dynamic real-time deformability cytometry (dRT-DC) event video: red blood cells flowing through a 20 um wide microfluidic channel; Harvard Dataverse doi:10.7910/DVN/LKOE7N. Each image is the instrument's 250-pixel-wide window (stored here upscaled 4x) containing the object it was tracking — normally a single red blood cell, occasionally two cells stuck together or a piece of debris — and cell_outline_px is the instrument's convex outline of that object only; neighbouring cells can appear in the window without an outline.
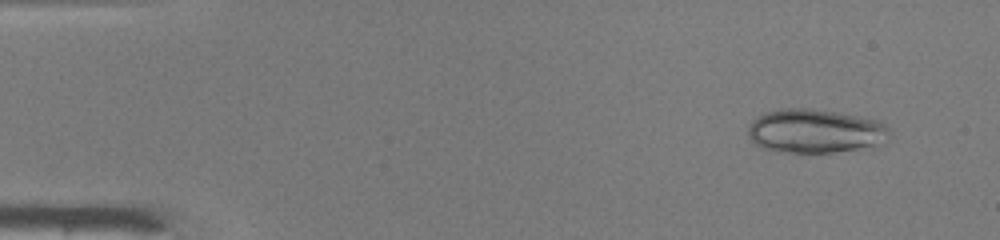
{"species": "common noctule bat (a hibernating species)", "species_latin": "Nyctalus noctula", "temperature_condition": "warm", "stored_images_in_passage": 48, "segment_of_instrument_passage": [1, 2], "camera_frame_rate_fps": 3000, "um_per_image_px": 0.085, "animal": {"sex": "male", "body_mass_g": 19.0, "forearm_length_mm": 50.8}, "frame": {"image": 1, "passage_image": 4, "time_ms": 1.0, "image_size_px": [1000, 240], "cell_outline_px": [[888, 136], [876, 148], [800, 156], [776, 152], [764, 148], [756, 144], [748, 136], [748, 128], [752, 120], [756, 116], [764, 112], [788, 108], [808, 108], [836, 112], [880, 120], [888, 128]], "centroid_in_image_um": [69.28, 11.2], "position_along_channel_um": 15.7, "area_um2": 37.45}}